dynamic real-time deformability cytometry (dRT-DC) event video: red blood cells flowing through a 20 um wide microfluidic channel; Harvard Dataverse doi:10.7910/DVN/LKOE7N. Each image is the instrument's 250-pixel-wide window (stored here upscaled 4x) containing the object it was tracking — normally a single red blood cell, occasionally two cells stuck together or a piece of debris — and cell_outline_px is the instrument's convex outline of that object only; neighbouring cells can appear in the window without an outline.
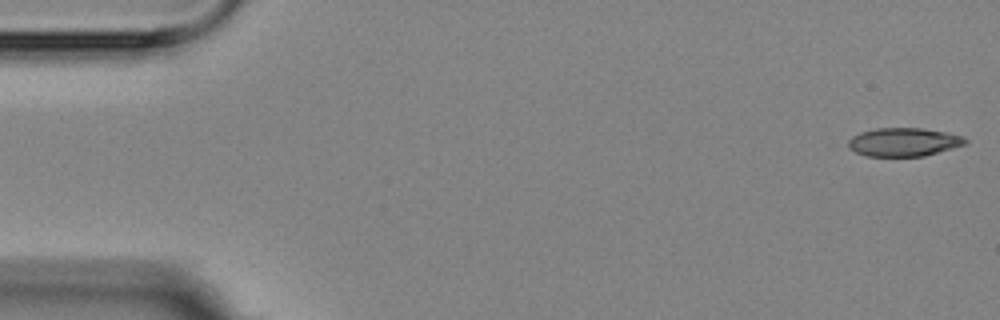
{"species": "Egyptian fruit bat (a non-hibernating species)", "species_latin": "Rousettus aegyptiacus", "temperature_condition": "room temperature", "stored_images_in_passage": 5, "camera_frame_rate_fps": 3000, "um_per_image_px": 0.085, "animal": {"sex": "female"}, "frame": {"image": 1, "passage_image": 1, "time_ms": 0.0, "image_size_px": [1000, 320], "cell_outline_px": [[968, 144], [924, 156], [868, 156], [856, 152], [848, 148], [848, 140], [852, 136], [860, 132], [876, 128], [920, 128], [944, 132], [964, 136], [968, 140]], "centroid_in_image_um": [76.83, 12.07], "position_along_channel_um": 8.2, "area_um2": 19.48}}
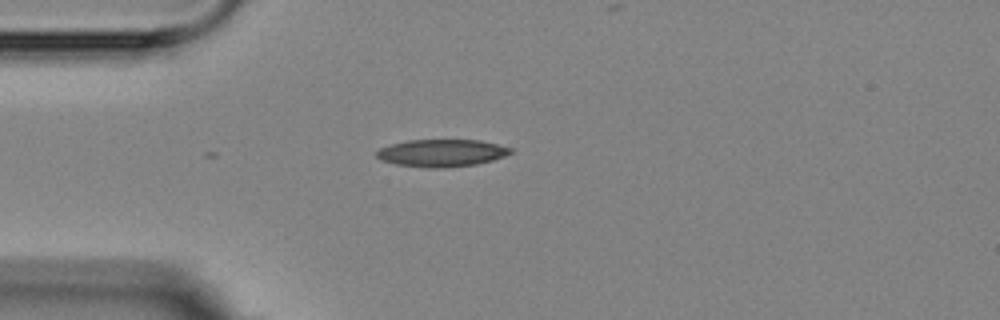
{"frame": {"image": 2, "passage_image": 5, "time_ms": 4.333, "image_size_px": [1000, 320], "cell_outline_px": [[516, 152], [492, 160], [476, 164], [444, 168], [428, 168], [396, 164], [384, 160], [376, 156], [376, 152], [380, 148], [392, 144], [408, 140], [480, 140], [512, 148]], "centroid_in_image_um": [37.58, 13.0], "position_along_channel_um": 47.4, "area_um2": 21.27}}